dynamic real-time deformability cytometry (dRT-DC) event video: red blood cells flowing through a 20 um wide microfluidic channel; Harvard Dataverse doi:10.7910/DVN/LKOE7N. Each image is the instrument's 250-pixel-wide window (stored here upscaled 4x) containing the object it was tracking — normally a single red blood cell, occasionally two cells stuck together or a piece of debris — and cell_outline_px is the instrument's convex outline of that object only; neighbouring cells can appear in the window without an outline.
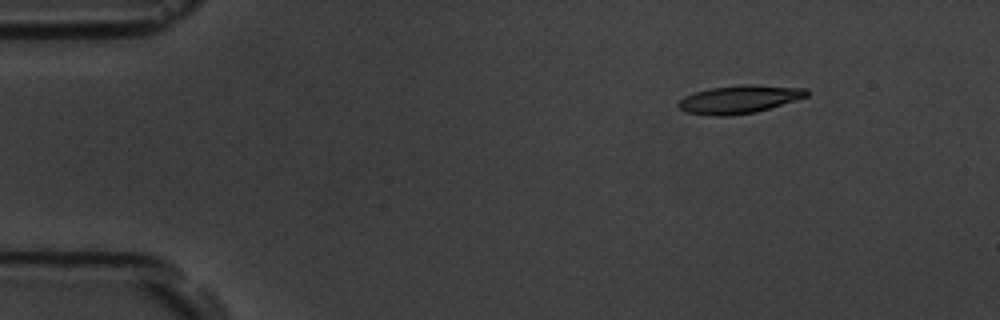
{"species": "common noctule bat (a hibernating species)", "species_latin": "Nyctalus noctula", "temperature_condition": "room temperature", "stored_images_in_passage": 8, "camera_frame_rate_fps": 3000, "um_per_image_px": 0.085, "animal": {"sex": "male", "body_mass_g": 19.5, "forearm_length_mm": 54.6}, "frame": {"image": 1, "passage_image": 2, "time_ms": 0.333, "image_size_px": [1000, 320], "cell_outline_px": [[808, 96], [796, 100], [756, 112], [724, 116], [712, 116], [688, 112], [680, 108], [676, 104], [684, 96], [696, 92], [712, 88], [740, 84], [744, 84], [808, 88]], "centroid_in_image_um": [62.85, 8.44], "position_along_channel_um": 22.1, "area_um2": 20.81}}
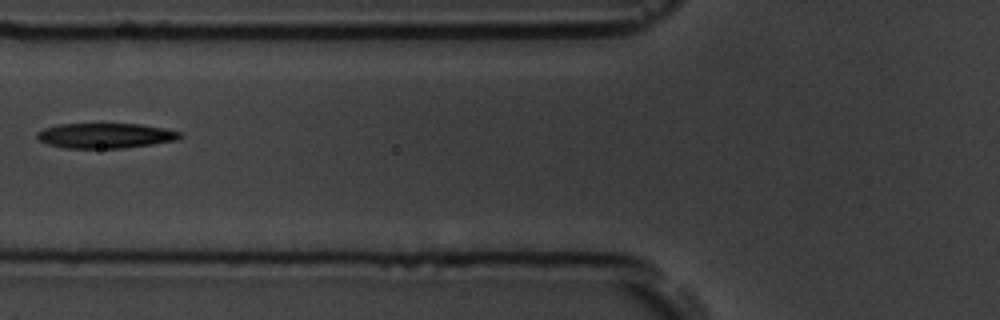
{"frame": {"image": 2, "passage_image": 6, "time_ms": 1.667, "image_size_px": [1000, 320], "cell_outline_px": [[184, 136], [176, 140], [152, 144], [124, 148], [64, 148], [48, 144], [40, 140], [36, 136], [36, 132], [44, 128], [60, 124], [140, 124], [164, 128], [180, 132]], "centroid_in_image_um": [8.96, 11.53], "position_along_channel_um": 116.8, "area_um2": 20.87}}
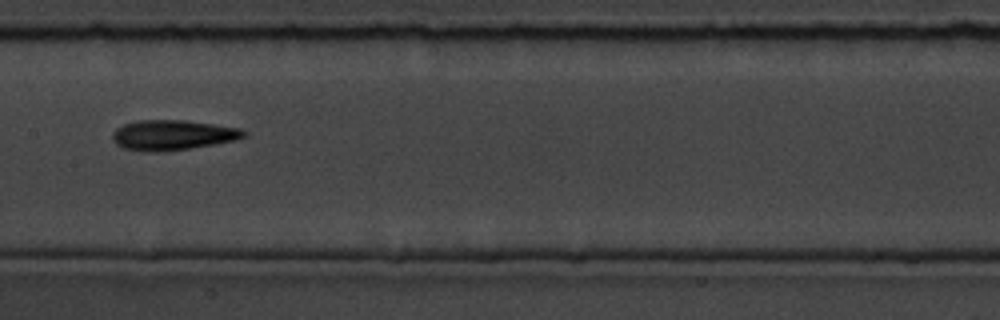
{"frame": {"image": 3, "passage_image": 8, "time_ms": 2.333, "image_size_px": [1000, 320], "cell_outline_px": [[248, 136], [236, 140], [192, 148], [156, 152], [152, 152], [124, 148], [116, 144], [112, 140], [112, 132], [116, 128], [124, 124], [140, 120], [184, 120], [240, 128], [248, 132]], "centroid_in_image_um": [14.69, 11.48], "position_along_channel_um": 192.7, "area_um2": 23.06}}